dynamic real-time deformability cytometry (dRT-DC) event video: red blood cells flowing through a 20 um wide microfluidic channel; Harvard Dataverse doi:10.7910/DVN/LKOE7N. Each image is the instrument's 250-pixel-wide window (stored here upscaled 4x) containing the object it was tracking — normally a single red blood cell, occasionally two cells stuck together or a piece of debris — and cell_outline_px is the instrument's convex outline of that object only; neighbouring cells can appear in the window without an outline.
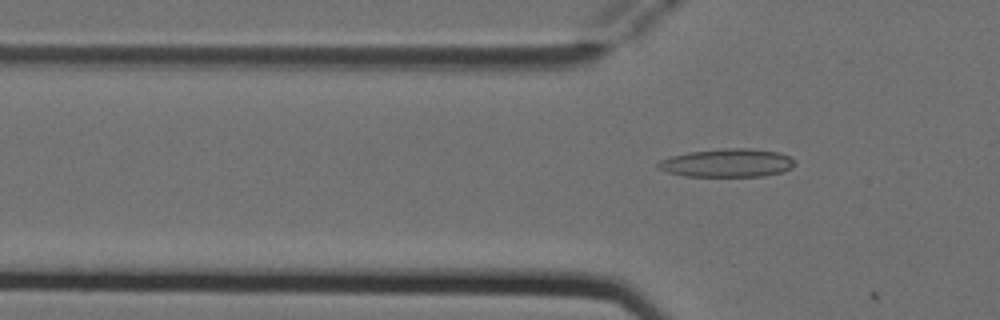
{"species": "Egyptian fruit bat (a non-hibernating species)", "species_latin": "Rousettus aegyptiacus", "temperature_condition": "cold", "stored_images_in_passage": 4, "segment_of_instrument_passage": [2, 2], "camera_frame_rate_fps": 3000, "um_per_image_px": 0.085, "animal": {"sex": "female"}, "frame": {"image": 1, "passage_image": 4, "time_ms": 1.0, "image_size_px": [1000, 320], "cell_outline_px": [[796, 164], [792, 168], [784, 172], [764, 176], [684, 176], [668, 172], [656, 168], [656, 164], [660, 160], [672, 156], [688, 152], [720, 148], [748, 148], [780, 152], [788, 156]], "centroid_in_image_um": [61.82, 13.85], "position_along_channel_um": 64.0, "area_um2": 22.72}}